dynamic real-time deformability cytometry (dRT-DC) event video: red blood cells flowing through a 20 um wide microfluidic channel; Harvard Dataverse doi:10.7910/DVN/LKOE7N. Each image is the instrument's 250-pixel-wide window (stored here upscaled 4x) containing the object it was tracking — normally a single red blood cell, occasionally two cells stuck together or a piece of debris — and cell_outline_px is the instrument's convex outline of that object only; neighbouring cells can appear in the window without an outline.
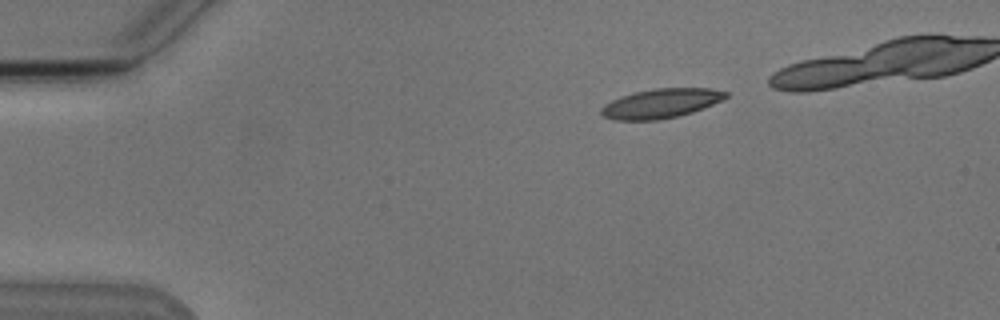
{"species": "Egyptian fruit bat (a non-hibernating species)", "species_latin": "Rousettus aegyptiacus", "temperature_condition": "cold", "stored_images_in_passage": 4, "camera_frame_rate_fps": 3000, "um_per_image_px": 0.085, "animal": {"sex": "male"}, "frame": {"image": 1, "passage_image": 1, "time_ms": 0.0, "image_size_px": [1000, 320], "cell_outline_px": [[728, 96], [724, 100], [692, 112], [676, 116], [656, 120], [612, 120], [604, 116], [600, 112], [600, 108], [604, 104], [620, 96], [636, 92], [656, 88], [712, 88], [728, 92]], "centroid_in_image_um": [56.18, 8.78], "position_along_channel_um": 28.8, "area_um2": 21.33}}